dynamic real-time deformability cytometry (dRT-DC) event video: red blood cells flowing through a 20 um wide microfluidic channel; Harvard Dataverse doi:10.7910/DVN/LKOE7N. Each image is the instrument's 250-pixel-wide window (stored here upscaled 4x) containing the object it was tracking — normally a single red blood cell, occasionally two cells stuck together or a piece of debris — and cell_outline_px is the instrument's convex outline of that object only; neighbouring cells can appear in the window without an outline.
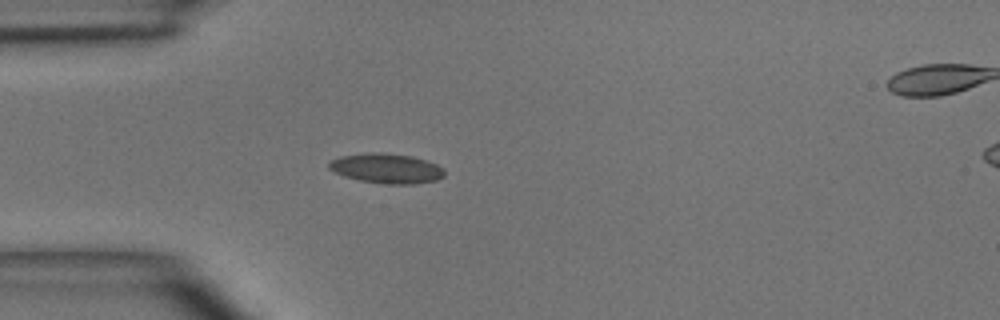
{"species": "common noctule bat (a hibernating species)", "species_latin": "Nyctalus noctula", "temperature_condition": "room temperature", "stored_images_in_passage": 5, "camera_frame_rate_fps": 3000, "um_per_image_px": 0.085, "animal": {"sex": "male", "body_mass_g": 15.6}, "frame": {"image": 1, "passage_image": 4, "time_ms": 3.333, "image_size_px": [1000, 320], "cell_outline_px": [[444, 176], [436, 180], [412, 184], [384, 184], [360, 180], [344, 176], [328, 168], [328, 160], [340, 156], [368, 152], [380, 152], [412, 156], [436, 164], [444, 168]], "centroid_in_image_um": [32.82, 14.3], "position_along_channel_um": 52.2, "area_um2": 20.11}}